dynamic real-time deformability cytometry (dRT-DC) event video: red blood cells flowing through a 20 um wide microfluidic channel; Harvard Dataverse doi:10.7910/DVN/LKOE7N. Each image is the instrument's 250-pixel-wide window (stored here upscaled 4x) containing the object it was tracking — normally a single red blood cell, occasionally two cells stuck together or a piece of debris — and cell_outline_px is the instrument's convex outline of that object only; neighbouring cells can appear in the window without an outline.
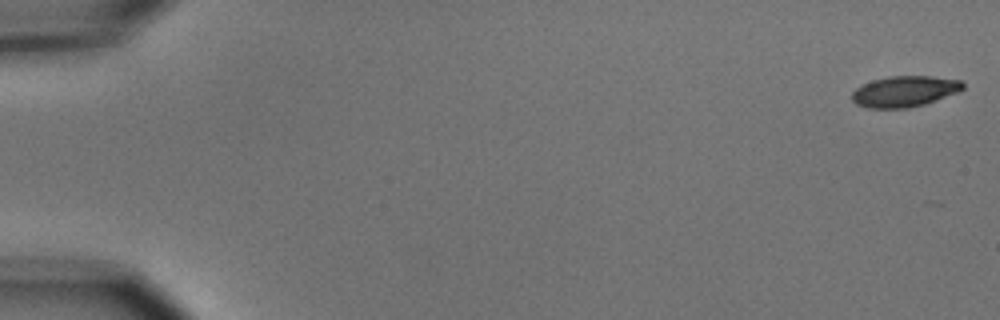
{"species": "common noctule bat (a hibernating species)", "species_latin": "Nyctalus noctula", "temperature_condition": "cold", "stored_images_in_passage": 7, "camera_frame_rate_fps": 3000, "um_per_image_px": 0.085, "animal": {"sex": "male", "body_mass_g": 15.6}, "frame": {"image": 1, "passage_image": 1, "time_ms": 0.0, "image_size_px": [1000, 320], "cell_outline_px": [[964, 88], [956, 92], [924, 104], [908, 108], [868, 108], [856, 104], [852, 100], [852, 92], [856, 88], [872, 80], [888, 76], [932, 76], [960, 80], [964, 84]], "centroid_in_image_um": [76.85, 7.76], "position_along_channel_um": 8.1, "area_um2": 19.83}}
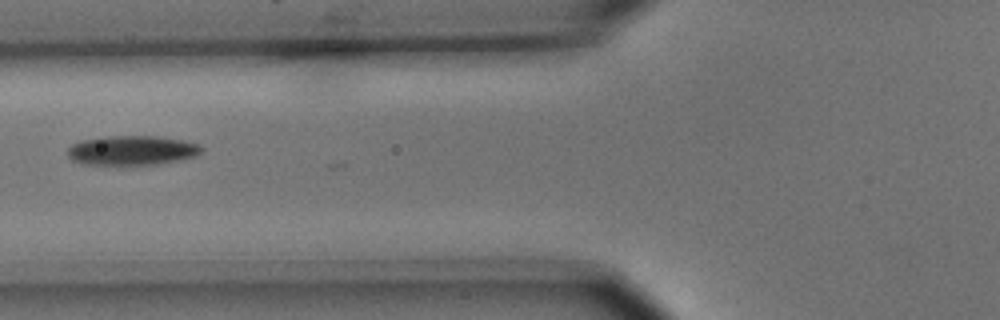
{"frame": {"image": 2, "passage_image": 6, "time_ms": 7.0, "image_size_px": [1000, 320], "cell_outline_px": [[204, 148], [196, 156], [180, 160], [156, 164], [120, 168], [80, 164], [72, 160], [68, 156], [68, 148], [72, 144], [84, 140], [104, 136], [156, 136], [184, 140], [200, 144]], "centroid_in_image_um": [11.19, 12.83], "position_along_channel_um": 114.6, "area_um2": 24.1}}
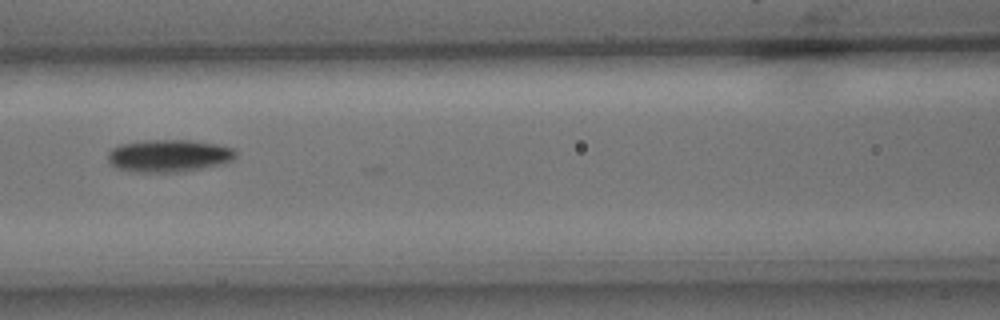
{"frame": {"image": 3, "passage_image": 7, "time_ms": 8.0, "image_size_px": [1000, 320], "cell_outline_px": [[236, 156], [232, 160], [220, 164], [180, 172], [132, 172], [116, 168], [108, 160], [108, 152], [112, 148], [120, 144], [144, 140], [188, 140], [216, 144], [236, 148]], "centroid_in_image_um": [14.33, 13.23], "position_along_channel_um": 152.3, "area_um2": 24.22}}